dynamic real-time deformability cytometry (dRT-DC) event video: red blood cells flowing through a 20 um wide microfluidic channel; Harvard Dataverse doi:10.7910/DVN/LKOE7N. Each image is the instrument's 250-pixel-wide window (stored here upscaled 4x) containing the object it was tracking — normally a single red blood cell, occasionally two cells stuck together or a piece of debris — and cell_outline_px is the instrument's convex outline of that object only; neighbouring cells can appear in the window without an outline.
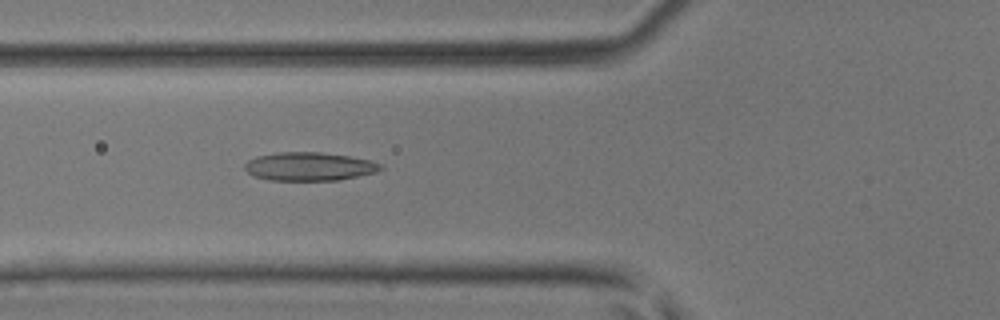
{"species": "common noctule bat (a hibernating species)", "species_latin": "Nyctalus noctula", "temperature_condition": "room temperature", "stored_images_in_passage": 47, "camera_frame_rate_fps": 3000, "um_per_image_px": 0.085, "animal": {"sex": "male", "body_mass_g": 17.9, "forearm_length_mm": 54.2}, "frame": {"image": 1, "passage_image": 17, "time_ms": 5.333, "image_size_px": [1000, 320], "cell_outline_px": [[384, 168], [376, 172], [340, 180], [272, 180], [256, 176], [248, 172], [244, 168], [244, 164], [248, 160], [256, 156], [280, 152], [320, 152], [348, 156], [372, 160], [384, 164]], "centroid_in_image_um": [26.34, 14.14], "position_along_channel_um": 99.5, "area_um2": 22.54}}
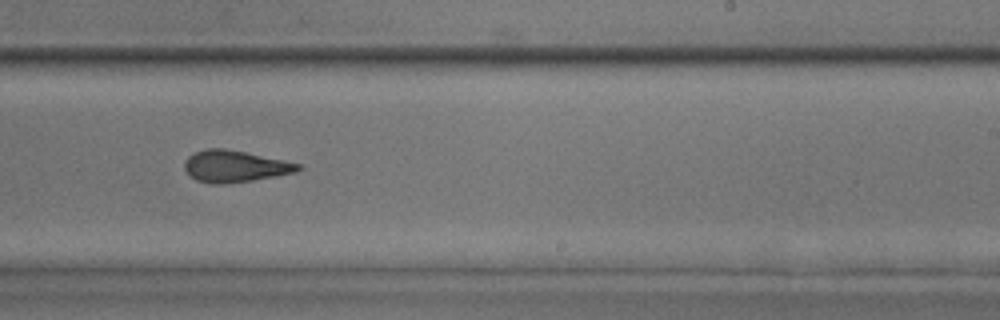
{"frame": {"image": 2, "passage_image": 29, "time_ms": 9.333, "image_size_px": [1000, 320], "cell_outline_px": [[304, 168], [296, 172], [276, 176], [252, 180], [224, 184], [212, 184], [196, 180], [184, 168], [184, 160], [192, 152], [208, 148], [224, 148], [284, 160], [300, 164]], "centroid_in_image_um": [19.95, 14.13], "position_along_channel_um": 269.0, "area_um2": 20.98}}
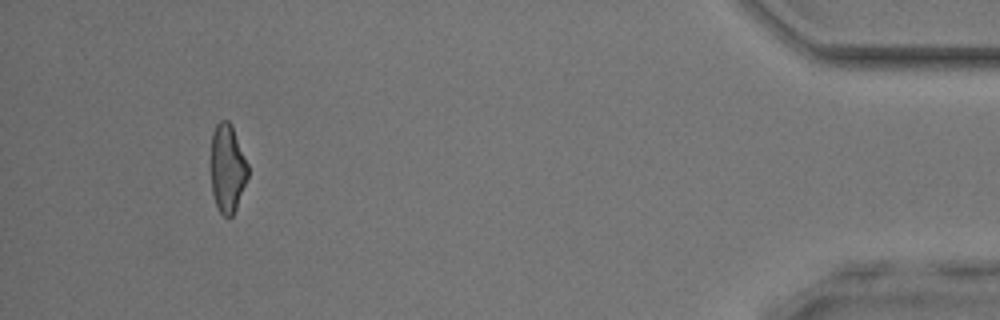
{"frame": {"image": 3, "passage_image": 44, "time_ms": 14.333, "image_size_px": [1000, 320], "cell_outline_px": [[248, 176], [236, 208], [232, 216], [228, 220], [220, 212], [216, 204], [212, 192], [212, 132], [216, 124], [220, 120], [228, 120], [232, 128], [248, 164]], "centroid_in_image_um": [19.33, 14.34], "position_along_channel_um": 415.9, "area_um2": 18.67}, "authors_computed_cell_mechanics": {"area_um2": 21.386, "velocity_mm_per_s": 4.246, "shape_relaxation_time_tau1_ms": null, "shape_relaxation_time_tau2_ms": 2.3773, "deformation_change_tau1": null, "deformation_change_tau2": 0.1106}}